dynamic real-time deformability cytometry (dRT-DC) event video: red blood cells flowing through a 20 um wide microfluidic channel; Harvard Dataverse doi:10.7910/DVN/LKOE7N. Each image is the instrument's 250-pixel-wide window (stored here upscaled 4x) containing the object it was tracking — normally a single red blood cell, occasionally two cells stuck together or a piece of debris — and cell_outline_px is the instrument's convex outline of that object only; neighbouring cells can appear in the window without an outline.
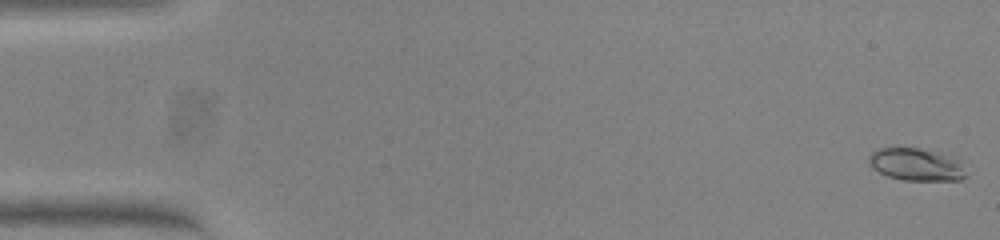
{"species": "common noctule bat (a hibernating species)", "species_latin": "Nyctalus noctula", "temperature_condition": "warm", "stored_images_in_passage": 54, "camera_frame_rate_fps": 3000, "um_per_image_px": 0.085, "animal": {"sex": "female", "body_mass_g": 23.0, "forearm_length_mm": 53.4}, "frame": {"image": 1, "passage_image": 1, "time_ms": 0.0, "image_size_px": [1000, 240], "cell_outline_px": [[968, 176], [960, 180], [904, 180], [888, 176], [872, 168], [868, 164], [868, 156], [872, 152], [880, 148], [896, 144], [916, 148], [932, 152], [960, 160]], "centroid_in_image_um": [77.82, 13.96], "position_along_channel_um": 7.2, "area_um2": 18.67}}
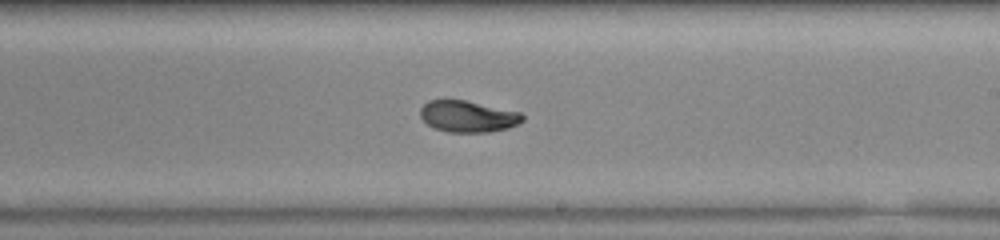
{"frame": {"image": 2, "passage_image": 32, "time_ms": 10.333, "image_size_px": [1000, 240], "cell_outline_px": [[524, 120], [520, 124], [508, 128], [488, 132], [448, 132], [436, 128], [428, 124], [420, 116], [420, 108], [428, 100], [464, 100], [520, 112], [524, 116]], "centroid_in_image_um": [39.79, 9.9], "position_along_channel_um": 249.2, "area_um2": 18.67}}
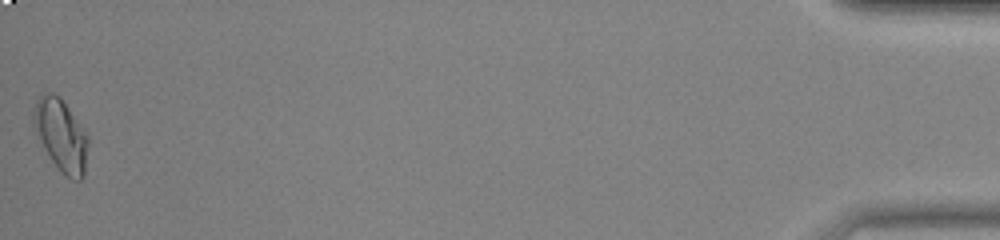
{"frame": {"image": 3, "passage_image": 54, "time_ms": 17.667, "image_size_px": [1000, 240], "cell_outline_px": [[88, 144], [84, 176], [80, 180], [72, 180], [64, 176], [60, 172], [52, 160], [32, 124], [32, 112], [36, 100], [40, 96], [48, 92], [52, 92], [60, 96], [88, 136]], "centroid_in_image_um": [5.19, 11.49], "position_along_channel_um": 430.0, "area_um2": 22.72}, "authors_computed_cell_mechanics": {"area_um2": 19.0162, "velocity_mm_per_s": 3.8139, "shape_relaxation_time_tau1_ms": null, "shape_relaxation_time_tau2_ms": 1.5985, "deformation_change_tau1": null, "deformation_change_tau2": 0.0464}}